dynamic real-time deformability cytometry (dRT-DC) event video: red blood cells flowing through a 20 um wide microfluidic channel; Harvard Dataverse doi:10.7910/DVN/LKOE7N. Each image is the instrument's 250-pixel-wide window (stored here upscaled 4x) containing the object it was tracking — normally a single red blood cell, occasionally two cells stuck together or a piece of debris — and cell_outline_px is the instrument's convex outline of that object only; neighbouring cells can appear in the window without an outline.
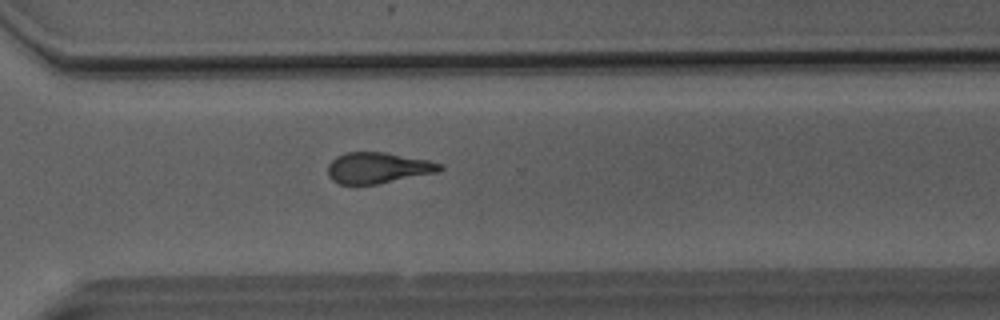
{"species": "Egyptian fruit bat (a non-hibernating species)", "species_latin": "Rousettus aegyptiacus", "temperature_condition": "room temperature", "stored_images_in_passage": 51, "camera_frame_rate_fps": 3000, "um_per_image_px": 0.085, "animal": {"sex": "male"}, "frame": {"image": 1, "passage_image": 37, "time_ms": 12.0, "image_size_px": [1000, 320], "cell_outline_px": [[444, 168], [436, 172], [376, 184], [340, 184], [332, 180], [328, 176], [328, 164], [336, 156], [344, 152], [384, 152], [428, 160], [444, 164]], "centroid_in_image_um": [32.1, 14.26], "position_along_channel_um": 338.5, "area_um2": 20.11}}
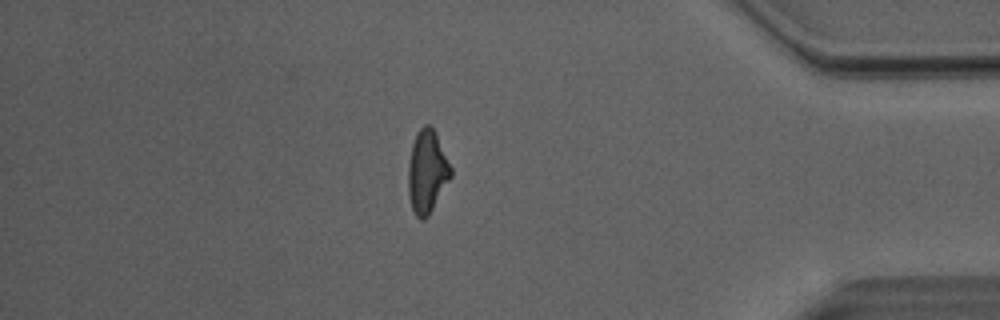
{"frame": {"image": 2, "passage_image": 44, "time_ms": 14.333, "image_size_px": [1000, 320], "cell_outline_px": [[452, 176], [428, 216], [424, 220], [420, 220], [416, 216], [412, 208], [408, 196], [408, 164], [412, 144], [416, 132], [424, 124], [432, 124], [436, 132], [452, 168]], "centroid_in_image_um": [36.3, 14.56], "position_along_channel_um": 398.9, "area_um2": 20.87}}
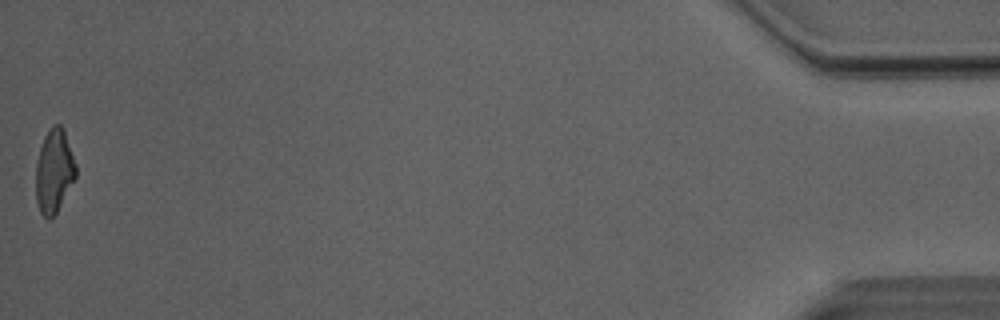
{"frame": {"image": 3, "passage_image": 51, "time_ms": 16.667, "image_size_px": [1000, 320], "cell_outline_px": [[76, 176], [56, 212], [48, 220], [40, 212], [36, 200], [36, 160], [44, 136], [48, 128], [52, 124], [60, 124], [64, 128], [76, 164]], "centroid_in_image_um": [4.59, 14.48], "position_along_channel_um": 430.6, "area_um2": 19.48}, "authors_computed_cell_mechanics": {"area_um2": 21.1548, "velocity_mm_per_s": 4.0801, "shape_relaxation_time_tau1_ms": 9.9624, "shape_relaxation_time_tau2_ms": 1.9213, "deformation_change_tau1": 0.2528, "deformation_change_tau2": 0.1213}}